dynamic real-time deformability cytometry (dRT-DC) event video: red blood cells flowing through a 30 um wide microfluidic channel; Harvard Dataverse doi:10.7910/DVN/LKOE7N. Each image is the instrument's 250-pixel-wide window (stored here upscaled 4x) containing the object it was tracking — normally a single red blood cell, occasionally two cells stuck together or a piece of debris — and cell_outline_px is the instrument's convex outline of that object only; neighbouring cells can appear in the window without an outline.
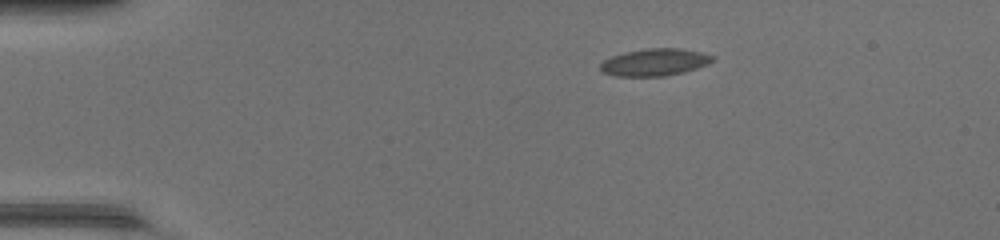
{"species": "common noctule bat (a hibernating species)", "species_latin": "Nyctalus noctula", "temperature_condition": "warm", "stored_images_in_passage": 41, "camera_frame_rate_fps": 3000, "um_per_image_px": 0.085, "animal": {"sex": "female", "body_mass_g": 17.0, "forearm_length_mm": 48.0}, "frame": {"image": 1, "passage_image": 1, "time_ms": 0.0, "image_size_px": [1000, 240], "cell_outline_px": [[716, 60], [708, 64], [684, 72], [664, 76], [616, 76], [604, 72], [600, 68], [600, 64], [604, 60], [612, 56], [624, 52], [648, 48], [680, 48], [700, 52], [716, 56]], "centroid_in_image_um": [55.69, 5.28], "position_along_channel_um": 29.3, "area_um2": 17.8}}
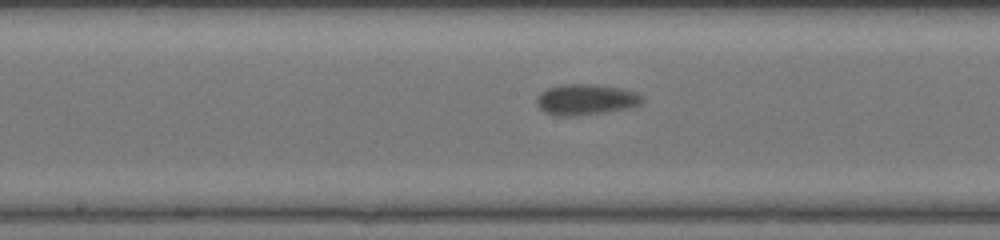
{"frame": {"image": 2, "passage_image": 18, "time_ms": 5.667, "image_size_px": [1000, 240], "cell_outline_px": [[644, 100], [640, 104], [628, 108], [604, 112], [576, 116], [556, 116], [544, 112], [536, 104], [536, 96], [540, 92], [548, 88], [560, 84], [592, 84], [620, 88], [636, 92]], "centroid_in_image_um": [49.74, 8.46], "position_along_channel_um": 198.5, "area_um2": 19.02}}
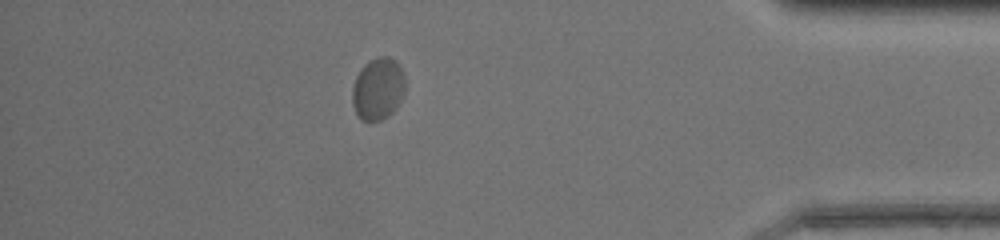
{"frame": {"image": 3, "passage_image": 35, "time_ms": 11.333, "image_size_px": [1000, 240], "cell_outline_px": [[404, 92], [396, 108], [388, 116], [380, 120], [360, 120], [352, 104], [352, 88], [356, 76], [360, 68], [368, 60], [376, 56], [388, 56], [396, 60], [404, 76]], "centroid_in_image_um": [32.11, 7.52], "position_along_channel_um": 403.1, "area_um2": 19.25}, "authors_computed_cell_mechanics": {"area_um2": 18.0914, "velocity_mm_per_s": 4.3014, "shape_relaxation_time_tau1_ms": 5.0165, "shape_relaxation_time_tau2_ms": 0.9838, "deformation_change_tau1": 0.1494, "deformation_change_tau2": 0.0327}}